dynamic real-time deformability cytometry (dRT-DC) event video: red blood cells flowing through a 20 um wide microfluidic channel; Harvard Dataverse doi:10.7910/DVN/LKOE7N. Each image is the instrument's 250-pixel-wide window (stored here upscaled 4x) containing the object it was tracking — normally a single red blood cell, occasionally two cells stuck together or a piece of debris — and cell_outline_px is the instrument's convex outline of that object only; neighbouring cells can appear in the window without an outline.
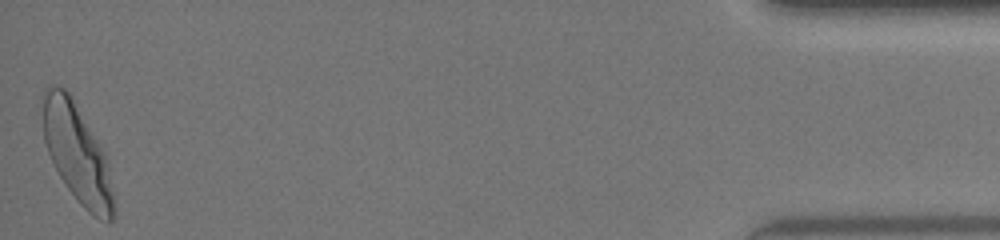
{"species": "human", "species_latin": "Homo sapiens", "temperature_condition": "warm", "stored_images_in_passage": 36, "camera_frame_rate_fps": 3000, "um_per_image_px": 0.085, "donor": {"sex": "female"}, "frame": {"image": 1, "passage_image": 36, "time_ms": 11.667, "image_size_px": [1000, 240], "cell_outline_px": [[116, 212], [112, 220], [108, 224], [92, 216], [80, 204], [68, 188], [60, 176], [48, 152], [44, 140], [40, 96], [48, 84], [52, 84], [64, 88], [68, 92], [104, 152], [112, 188]], "centroid_in_image_um": [6.52, 13.04], "position_along_channel_um": 428.7, "area_um2": 40.63}, "authors_computed_cell_mechanics": {"area_um2": 35.3158, "velocity_mm_per_s": 4.1527, "shape_relaxation_time_tau1_ms": 3.8858, "shape_relaxation_time_tau2_ms": null, "deformation_change_tau1": 0.1937, "deformation_change_tau2": null}}